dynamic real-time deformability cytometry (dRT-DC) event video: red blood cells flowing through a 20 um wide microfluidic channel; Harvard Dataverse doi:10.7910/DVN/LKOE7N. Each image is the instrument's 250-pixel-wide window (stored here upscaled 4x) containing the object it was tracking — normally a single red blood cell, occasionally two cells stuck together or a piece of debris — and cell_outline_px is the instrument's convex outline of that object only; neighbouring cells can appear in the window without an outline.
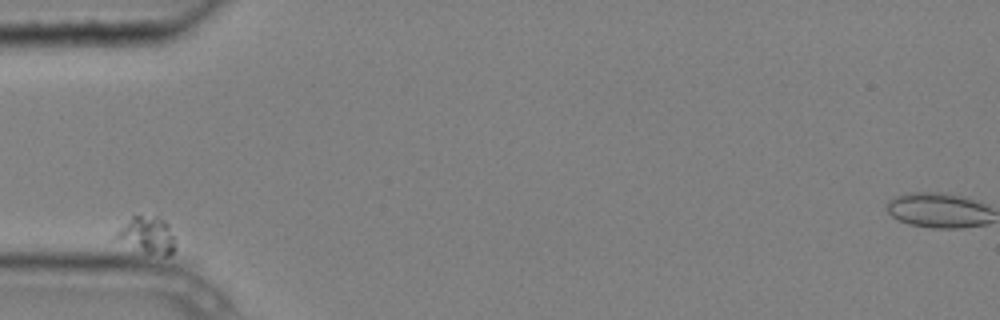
{"species": "common noctule bat (a hibernating species)", "species_latin": "Nyctalus noctula", "temperature_condition": "cold", "stored_images_in_passage": 2, "camera_frame_rate_fps": 3000, "um_per_image_px": 0.085, "animal": {"sex": "male", "body_mass_g": 20.4}, "frame": {"image": 1, "passage_image": 1, "time_ms": 0.0, "image_size_px": [1000, 320], "cell_outline_px": [[172, 252], [168, 256], [164, 256], [144, 252], [112, 240], [112, 236], [132, 216], [156, 216], [164, 220], [168, 224], [172, 236]], "centroid_in_image_um": [12.42, 19.99], "position_along_channel_um": 72.6, "area_um2": 12.54}}